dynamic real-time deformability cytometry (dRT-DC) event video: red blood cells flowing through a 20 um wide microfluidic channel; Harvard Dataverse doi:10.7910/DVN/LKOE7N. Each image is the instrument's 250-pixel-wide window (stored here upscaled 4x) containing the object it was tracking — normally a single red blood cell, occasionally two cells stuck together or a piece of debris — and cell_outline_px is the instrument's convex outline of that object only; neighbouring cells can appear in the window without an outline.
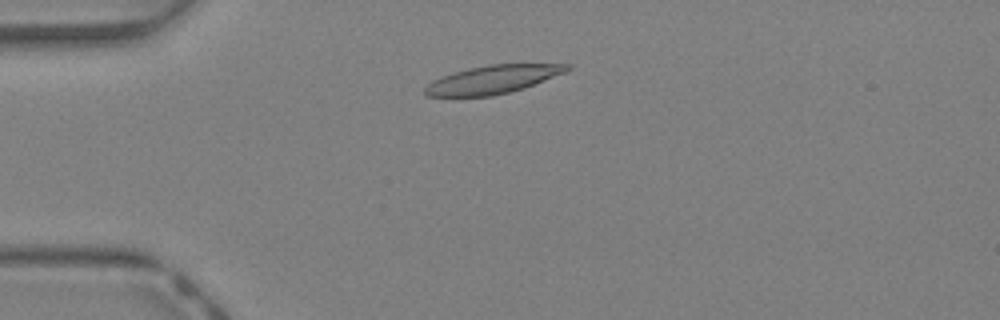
{"species": "Egyptian fruit bat (a non-hibernating species)", "species_latin": "Rousettus aegyptiacus", "temperature_condition": "warm", "stored_images_in_passage": 39, "camera_frame_rate_fps": 3000, "um_per_image_px": 0.085, "animal": {"sex": "female"}, "frame": {"image": 1, "passage_image": 7, "time_ms": 2.0, "image_size_px": [1000, 320], "cell_outline_px": [[572, 68], [564, 72], [524, 88], [492, 96], [424, 96], [424, 88], [432, 80], [452, 72], [468, 68], [488, 64], [572, 64]], "centroid_in_image_um": [41.84, 6.75], "position_along_channel_um": 43.2, "area_um2": 23.29}}
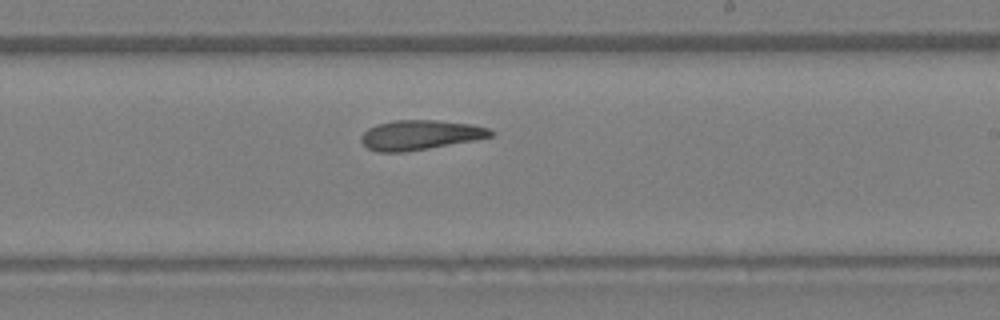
{"frame": {"image": 2, "passage_image": 22, "time_ms": 7.0, "image_size_px": [1000, 320], "cell_outline_px": [[492, 136], [472, 140], [428, 148], [404, 152], [376, 152], [368, 148], [360, 140], [360, 136], [368, 128], [376, 124], [392, 120], [436, 120], [472, 124], [488, 128], [492, 132]], "centroid_in_image_um": [35.64, 11.46], "position_along_channel_um": 253.4, "area_um2": 22.25}}
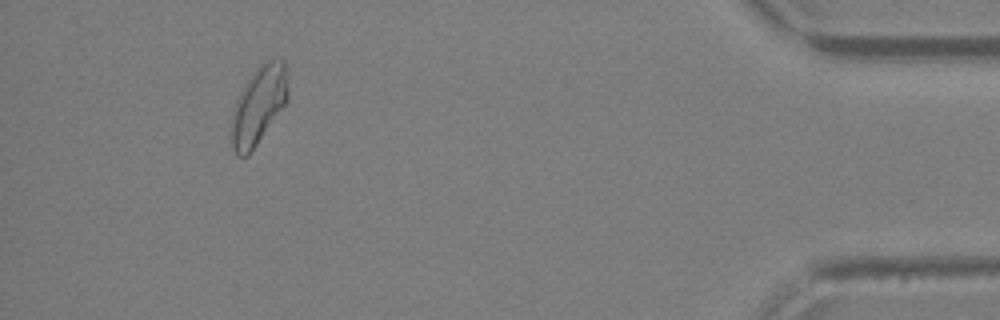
{"frame": {"image": 3, "passage_image": 36, "time_ms": 11.667, "image_size_px": [1000, 320], "cell_outline_px": [[288, 100], [248, 156], [240, 156], [232, 148], [232, 112], [236, 100], [240, 92], [248, 80], [260, 64], [264, 60], [280, 56], [284, 60], [288, 68]], "centroid_in_image_um": [22.03, 8.87], "position_along_channel_um": 413.2, "area_um2": 25.72}, "authors_computed_cell_mechanics": {"area_um2": 23.4668, "velocity_mm_per_s": 4.7584, "shape_relaxation_time_tau1_ms": null, "shape_relaxation_time_tau2_ms": 8.1533, "deformation_change_tau1": null, "deformation_change_tau2": 0.2234}}